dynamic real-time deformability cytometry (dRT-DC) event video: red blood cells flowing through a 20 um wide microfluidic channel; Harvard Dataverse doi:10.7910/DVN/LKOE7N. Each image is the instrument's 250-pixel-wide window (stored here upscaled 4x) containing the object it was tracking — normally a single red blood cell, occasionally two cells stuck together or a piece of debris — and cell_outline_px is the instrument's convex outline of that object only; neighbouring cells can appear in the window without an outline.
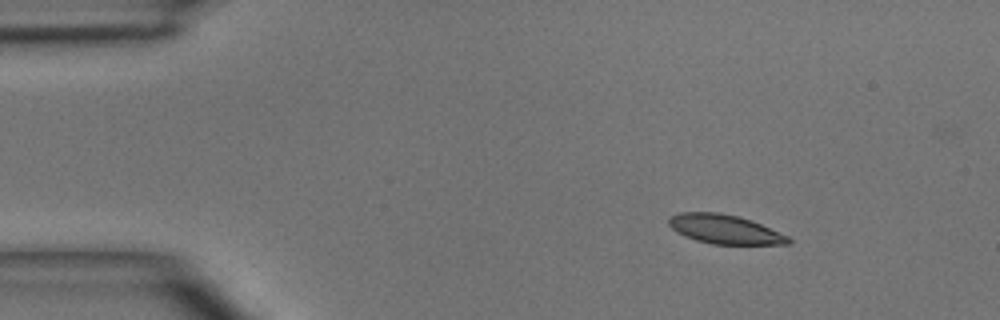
{"species": "common noctule bat (a hibernating species)", "species_latin": "Nyctalus noctula", "temperature_condition": "room temperature", "stored_images_in_passage": 3, "camera_frame_rate_fps": 3000, "um_per_image_px": 0.085, "animal": {"sex": "male", "body_mass_g": 15.6}, "frame": {"image": 1, "passage_image": 1, "time_ms": 0.0, "image_size_px": [1000, 320], "cell_outline_px": [[792, 244], [712, 244], [696, 240], [684, 236], [676, 232], [668, 224], [668, 216], [680, 212], [720, 212], [740, 216], [752, 220], [788, 236], [792, 240]], "centroid_in_image_um": [61.58, 19.47], "position_along_channel_um": 23.4, "area_um2": 20.52}}
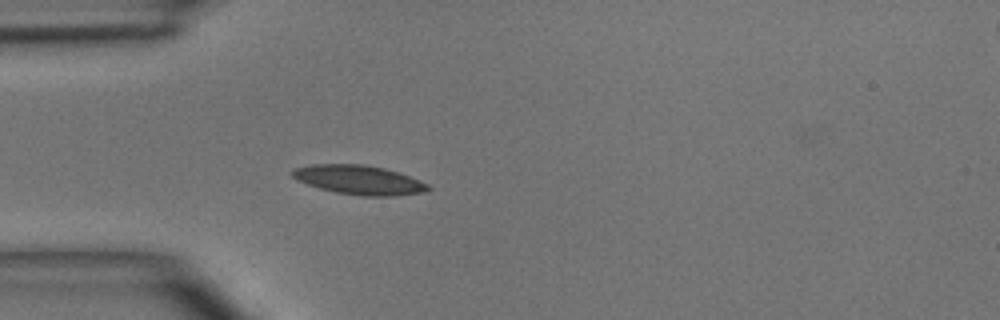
{"frame": {"image": 2, "passage_image": 3, "time_ms": 2.333, "image_size_px": [1000, 320], "cell_outline_px": [[432, 188], [424, 192], [396, 196], [360, 196], [336, 192], [320, 188], [308, 184], [292, 176], [292, 172], [296, 168], [312, 164], [364, 164], [384, 168], [408, 176], [428, 184]], "centroid_in_image_um": [30.55, 15.3], "position_along_channel_um": 54.5, "area_um2": 22.83}}